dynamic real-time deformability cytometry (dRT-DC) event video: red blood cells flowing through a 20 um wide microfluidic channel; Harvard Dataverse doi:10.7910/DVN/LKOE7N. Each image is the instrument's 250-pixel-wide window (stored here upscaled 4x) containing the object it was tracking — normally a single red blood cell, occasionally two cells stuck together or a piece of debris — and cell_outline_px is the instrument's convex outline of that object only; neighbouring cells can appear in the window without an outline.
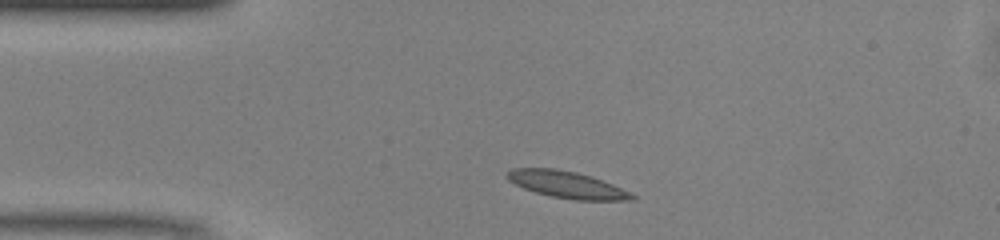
{"species": "common noctule bat (a hibernating species)", "species_latin": "Nyctalus noctula", "temperature_condition": "warm", "stored_images_in_passage": 42, "camera_frame_rate_fps": 3000, "um_per_image_px": 0.085, "animal": {"sex": "male", "body_mass_g": 13.0, "forearm_length_mm": 53.1}, "frame": {"image": 1, "passage_image": 3, "time_ms": 0.667, "image_size_px": [1000, 240], "cell_outline_px": [[636, 200], [576, 200], [552, 196], [536, 192], [524, 188], [508, 180], [504, 176], [512, 168], [556, 168], [576, 172], [592, 176], [612, 184], [636, 196]], "centroid_in_image_um": [48.17, 15.68], "position_along_channel_um": 36.8, "area_um2": 19.36}}
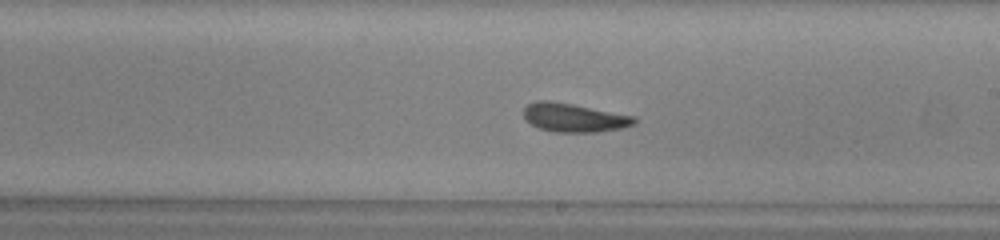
{"frame": {"image": 2, "passage_image": 20, "time_ms": 6.333, "image_size_px": [1000, 240], "cell_outline_px": [[636, 124], [624, 128], [596, 132], [552, 132], [540, 128], [524, 120], [524, 108], [528, 104], [536, 100], [548, 100], [572, 104], [636, 116]], "centroid_in_image_um": [48.8, 10.0], "position_along_channel_um": 240.2, "area_um2": 18.61}}
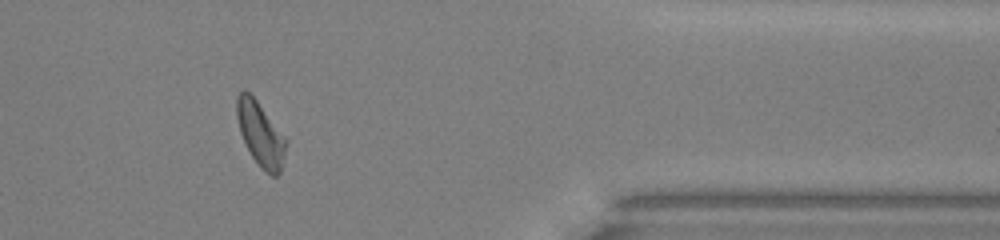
{"frame": {"image": 3, "passage_image": 33, "time_ms": 10.667, "image_size_px": [1000, 240], "cell_outline_px": [[288, 140], [280, 172], [276, 176], [272, 176], [264, 172], [252, 156], [240, 132], [236, 116], [236, 96], [244, 88], [256, 100]], "centroid_in_image_um": [22.14, 11.39], "position_along_channel_um": 389.3, "area_um2": 18.26}, "authors_computed_cell_mechanics": {"area_um2": 18.3226, "velocity_mm_per_s": 4.0921, "shape_relaxation_time_tau1_ms": 6.3361, "shape_relaxation_time_tau2_ms": 2.822, "deformation_change_tau1": 0.1574, "deformation_change_tau2": 0.065}}